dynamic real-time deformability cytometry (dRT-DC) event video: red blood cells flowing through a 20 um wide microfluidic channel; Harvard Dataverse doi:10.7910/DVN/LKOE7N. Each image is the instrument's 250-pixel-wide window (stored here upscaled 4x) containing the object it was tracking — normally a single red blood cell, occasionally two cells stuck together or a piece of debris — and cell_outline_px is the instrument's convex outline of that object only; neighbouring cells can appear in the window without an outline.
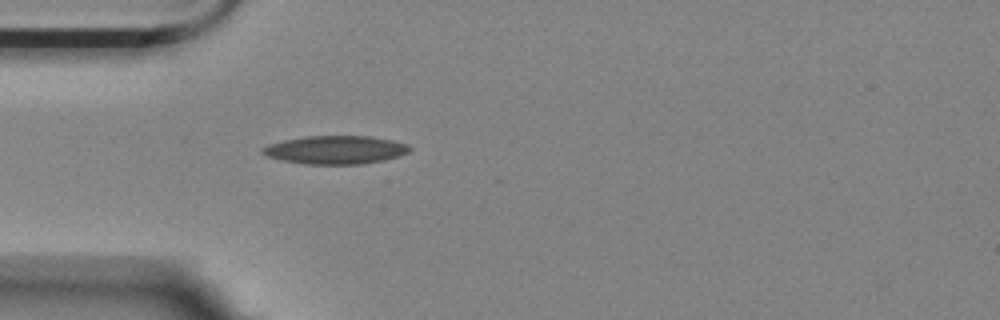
{"species": "Egyptian fruit bat (a non-hibernating species)", "species_latin": "Rousettus aegyptiacus", "temperature_condition": "room temperature", "stored_images_in_passage": 4, "camera_frame_rate_fps": 3000, "um_per_image_px": 0.085, "animal": {"sex": "female"}, "frame": {"image": 1, "passage_image": 4, "time_ms": 3.333, "image_size_px": [1000, 320], "cell_outline_px": [[412, 148], [408, 152], [400, 156], [384, 160], [360, 164], [304, 164], [284, 160], [268, 156], [260, 152], [260, 148], [268, 144], [284, 140], [304, 136], [372, 136], [392, 140], [408, 144]], "centroid_in_image_um": [28.53, 12.73], "position_along_channel_um": 56.5, "area_um2": 24.33}}